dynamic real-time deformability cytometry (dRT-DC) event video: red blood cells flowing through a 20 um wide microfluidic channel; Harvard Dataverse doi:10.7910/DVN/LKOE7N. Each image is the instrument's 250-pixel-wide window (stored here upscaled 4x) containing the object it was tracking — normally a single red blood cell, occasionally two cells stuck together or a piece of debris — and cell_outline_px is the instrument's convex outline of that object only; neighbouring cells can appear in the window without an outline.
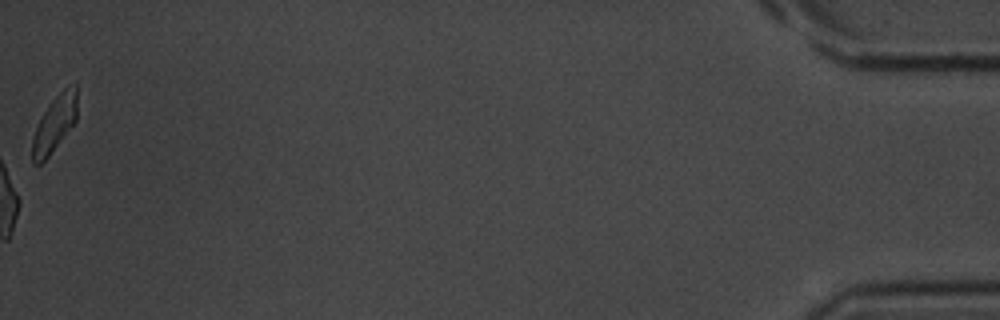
{"species": "common noctule bat (a hibernating species)", "species_latin": "Nyctalus noctula", "temperature_condition": "room temperature", "stored_images_in_passage": 42, "camera_frame_rate_fps": 3000, "um_per_image_px": 0.085, "animal": {"sex": "male", "body_mass_g": 20.1, "forearm_length_mm": 53.5}, "frame": {"image": 1, "passage_image": 42, "time_ms": 13.667, "image_size_px": [1000, 320], "cell_outline_px": [[76, 120], [48, 156], [40, 164], [32, 164], [32, 140], [36, 128], [44, 112], [52, 100], [68, 84], [76, 80]], "centroid_in_image_um": [4.64, 10.49], "position_along_channel_um": 430.6, "area_um2": 14.33}}